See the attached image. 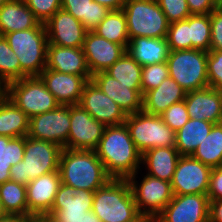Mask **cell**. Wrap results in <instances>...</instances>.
I'll return each instance as SVG.
<instances>
[{
  "label": "cell",
  "mask_w": 222,
  "mask_h": 222,
  "mask_svg": "<svg viewBox=\"0 0 222 222\" xmlns=\"http://www.w3.org/2000/svg\"><path fill=\"white\" fill-rule=\"evenodd\" d=\"M17 55L21 67V79L39 76L46 68L48 37L43 23L35 28L4 35Z\"/></svg>",
  "instance_id": "obj_5"
},
{
  "label": "cell",
  "mask_w": 222,
  "mask_h": 222,
  "mask_svg": "<svg viewBox=\"0 0 222 222\" xmlns=\"http://www.w3.org/2000/svg\"><path fill=\"white\" fill-rule=\"evenodd\" d=\"M126 51L142 67L167 62L169 46L166 38L135 37Z\"/></svg>",
  "instance_id": "obj_25"
},
{
  "label": "cell",
  "mask_w": 222,
  "mask_h": 222,
  "mask_svg": "<svg viewBox=\"0 0 222 222\" xmlns=\"http://www.w3.org/2000/svg\"><path fill=\"white\" fill-rule=\"evenodd\" d=\"M169 77L167 62L143 66L141 74V90L144 95L147 91L158 87L164 79Z\"/></svg>",
  "instance_id": "obj_39"
},
{
  "label": "cell",
  "mask_w": 222,
  "mask_h": 222,
  "mask_svg": "<svg viewBox=\"0 0 222 222\" xmlns=\"http://www.w3.org/2000/svg\"><path fill=\"white\" fill-rule=\"evenodd\" d=\"M184 101L190 118L213 124L222 122V92L206 87L187 92Z\"/></svg>",
  "instance_id": "obj_21"
},
{
  "label": "cell",
  "mask_w": 222,
  "mask_h": 222,
  "mask_svg": "<svg viewBox=\"0 0 222 222\" xmlns=\"http://www.w3.org/2000/svg\"><path fill=\"white\" fill-rule=\"evenodd\" d=\"M191 14H210L217 6L214 0H186Z\"/></svg>",
  "instance_id": "obj_46"
},
{
  "label": "cell",
  "mask_w": 222,
  "mask_h": 222,
  "mask_svg": "<svg viewBox=\"0 0 222 222\" xmlns=\"http://www.w3.org/2000/svg\"><path fill=\"white\" fill-rule=\"evenodd\" d=\"M209 222H222V200L210 201Z\"/></svg>",
  "instance_id": "obj_47"
},
{
  "label": "cell",
  "mask_w": 222,
  "mask_h": 222,
  "mask_svg": "<svg viewBox=\"0 0 222 222\" xmlns=\"http://www.w3.org/2000/svg\"><path fill=\"white\" fill-rule=\"evenodd\" d=\"M207 196L210 201L222 200V167L212 168Z\"/></svg>",
  "instance_id": "obj_45"
},
{
  "label": "cell",
  "mask_w": 222,
  "mask_h": 222,
  "mask_svg": "<svg viewBox=\"0 0 222 222\" xmlns=\"http://www.w3.org/2000/svg\"><path fill=\"white\" fill-rule=\"evenodd\" d=\"M100 5L106 6L109 10H121L126 0H93Z\"/></svg>",
  "instance_id": "obj_48"
},
{
  "label": "cell",
  "mask_w": 222,
  "mask_h": 222,
  "mask_svg": "<svg viewBox=\"0 0 222 222\" xmlns=\"http://www.w3.org/2000/svg\"><path fill=\"white\" fill-rule=\"evenodd\" d=\"M125 125L141 154L155 147H175L176 132L163 121L161 116L142 110L128 114Z\"/></svg>",
  "instance_id": "obj_7"
},
{
  "label": "cell",
  "mask_w": 222,
  "mask_h": 222,
  "mask_svg": "<svg viewBox=\"0 0 222 222\" xmlns=\"http://www.w3.org/2000/svg\"><path fill=\"white\" fill-rule=\"evenodd\" d=\"M46 68L60 73L83 76L87 81L92 78L86 64L83 48L48 44Z\"/></svg>",
  "instance_id": "obj_23"
},
{
  "label": "cell",
  "mask_w": 222,
  "mask_h": 222,
  "mask_svg": "<svg viewBox=\"0 0 222 222\" xmlns=\"http://www.w3.org/2000/svg\"><path fill=\"white\" fill-rule=\"evenodd\" d=\"M60 184V173L54 171L41 175L26 185L28 217L46 215L51 210Z\"/></svg>",
  "instance_id": "obj_19"
},
{
  "label": "cell",
  "mask_w": 222,
  "mask_h": 222,
  "mask_svg": "<svg viewBox=\"0 0 222 222\" xmlns=\"http://www.w3.org/2000/svg\"><path fill=\"white\" fill-rule=\"evenodd\" d=\"M217 7H222V0H214Z\"/></svg>",
  "instance_id": "obj_54"
},
{
  "label": "cell",
  "mask_w": 222,
  "mask_h": 222,
  "mask_svg": "<svg viewBox=\"0 0 222 222\" xmlns=\"http://www.w3.org/2000/svg\"><path fill=\"white\" fill-rule=\"evenodd\" d=\"M29 131V117L10 99L0 102V136L10 138L26 137Z\"/></svg>",
  "instance_id": "obj_28"
},
{
  "label": "cell",
  "mask_w": 222,
  "mask_h": 222,
  "mask_svg": "<svg viewBox=\"0 0 222 222\" xmlns=\"http://www.w3.org/2000/svg\"><path fill=\"white\" fill-rule=\"evenodd\" d=\"M169 23L187 19L191 13L186 0H156Z\"/></svg>",
  "instance_id": "obj_41"
},
{
  "label": "cell",
  "mask_w": 222,
  "mask_h": 222,
  "mask_svg": "<svg viewBox=\"0 0 222 222\" xmlns=\"http://www.w3.org/2000/svg\"><path fill=\"white\" fill-rule=\"evenodd\" d=\"M192 156L211 168L222 167V122L213 125Z\"/></svg>",
  "instance_id": "obj_32"
},
{
  "label": "cell",
  "mask_w": 222,
  "mask_h": 222,
  "mask_svg": "<svg viewBox=\"0 0 222 222\" xmlns=\"http://www.w3.org/2000/svg\"><path fill=\"white\" fill-rule=\"evenodd\" d=\"M213 123L190 118L187 123L176 131L175 148L180 155H192L199 144L209 135Z\"/></svg>",
  "instance_id": "obj_29"
},
{
  "label": "cell",
  "mask_w": 222,
  "mask_h": 222,
  "mask_svg": "<svg viewBox=\"0 0 222 222\" xmlns=\"http://www.w3.org/2000/svg\"><path fill=\"white\" fill-rule=\"evenodd\" d=\"M6 97L30 118L52 111L60 104L39 76L25 77L6 85Z\"/></svg>",
  "instance_id": "obj_9"
},
{
  "label": "cell",
  "mask_w": 222,
  "mask_h": 222,
  "mask_svg": "<svg viewBox=\"0 0 222 222\" xmlns=\"http://www.w3.org/2000/svg\"><path fill=\"white\" fill-rule=\"evenodd\" d=\"M210 50H222V7H216L210 14Z\"/></svg>",
  "instance_id": "obj_44"
},
{
  "label": "cell",
  "mask_w": 222,
  "mask_h": 222,
  "mask_svg": "<svg viewBox=\"0 0 222 222\" xmlns=\"http://www.w3.org/2000/svg\"><path fill=\"white\" fill-rule=\"evenodd\" d=\"M129 40L135 37L166 38L169 22L156 0H126Z\"/></svg>",
  "instance_id": "obj_6"
},
{
  "label": "cell",
  "mask_w": 222,
  "mask_h": 222,
  "mask_svg": "<svg viewBox=\"0 0 222 222\" xmlns=\"http://www.w3.org/2000/svg\"><path fill=\"white\" fill-rule=\"evenodd\" d=\"M70 129V106L59 105L52 111L29 119L28 137L65 147Z\"/></svg>",
  "instance_id": "obj_13"
},
{
  "label": "cell",
  "mask_w": 222,
  "mask_h": 222,
  "mask_svg": "<svg viewBox=\"0 0 222 222\" xmlns=\"http://www.w3.org/2000/svg\"><path fill=\"white\" fill-rule=\"evenodd\" d=\"M92 211L101 222H130L139 213L127 179H110L94 191Z\"/></svg>",
  "instance_id": "obj_3"
},
{
  "label": "cell",
  "mask_w": 222,
  "mask_h": 222,
  "mask_svg": "<svg viewBox=\"0 0 222 222\" xmlns=\"http://www.w3.org/2000/svg\"><path fill=\"white\" fill-rule=\"evenodd\" d=\"M39 77L58 103L68 106L80 103L84 85L88 82L83 76L60 73L47 68Z\"/></svg>",
  "instance_id": "obj_20"
},
{
  "label": "cell",
  "mask_w": 222,
  "mask_h": 222,
  "mask_svg": "<svg viewBox=\"0 0 222 222\" xmlns=\"http://www.w3.org/2000/svg\"><path fill=\"white\" fill-rule=\"evenodd\" d=\"M94 191L76 190L60 184L51 210L45 215L54 222H101L92 211Z\"/></svg>",
  "instance_id": "obj_10"
},
{
  "label": "cell",
  "mask_w": 222,
  "mask_h": 222,
  "mask_svg": "<svg viewBox=\"0 0 222 222\" xmlns=\"http://www.w3.org/2000/svg\"><path fill=\"white\" fill-rule=\"evenodd\" d=\"M106 126L95 120L81 105L70 106V129L64 149L95 151Z\"/></svg>",
  "instance_id": "obj_12"
},
{
  "label": "cell",
  "mask_w": 222,
  "mask_h": 222,
  "mask_svg": "<svg viewBox=\"0 0 222 222\" xmlns=\"http://www.w3.org/2000/svg\"><path fill=\"white\" fill-rule=\"evenodd\" d=\"M189 40L192 49L208 52L211 41V22L209 14H191L189 16Z\"/></svg>",
  "instance_id": "obj_36"
},
{
  "label": "cell",
  "mask_w": 222,
  "mask_h": 222,
  "mask_svg": "<svg viewBox=\"0 0 222 222\" xmlns=\"http://www.w3.org/2000/svg\"><path fill=\"white\" fill-rule=\"evenodd\" d=\"M79 105L105 126L124 124L127 118L123 109L103 93L92 80L84 85Z\"/></svg>",
  "instance_id": "obj_16"
},
{
  "label": "cell",
  "mask_w": 222,
  "mask_h": 222,
  "mask_svg": "<svg viewBox=\"0 0 222 222\" xmlns=\"http://www.w3.org/2000/svg\"><path fill=\"white\" fill-rule=\"evenodd\" d=\"M13 0H0V8L5 4Z\"/></svg>",
  "instance_id": "obj_55"
},
{
  "label": "cell",
  "mask_w": 222,
  "mask_h": 222,
  "mask_svg": "<svg viewBox=\"0 0 222 222\" xmlns=\"http://www.w3.org/2000/svg\"><path fill=\"white\" fill-rule=\"evenodd\" d=\"M35 18L45 24L56 11L61 9V0H24Z\"/></svg>",
  "instance_id": "obj_42"
},
{
  "label": "cell",
  "mask_w": 222,
  "mask_h": 222,
  "mask_svg": "<svg viewBox=\"0 0 222 222\" xmlns=\"http://www.w3.org/2000/svg\"><path fill=\"white\" fill-rule=\"evenodd\" d=\"M25 137L0 136V184L10 180V168L22 161Z\"/></svg>",
  "instance_id": "obj_34"
},
{
  "label": "cell",
  "mask_w": 222,
  "mask_h": 222,
  "mask_svg": "<svg viewBox=\"0 0 222 222\" xmlns=\"http://www.w3.org/2000/svg\"><path fill=\"white\" fill-rule=\"evenodd\" d=\"M105 73L130 89H141L142 66L127 51Z\"/></svg>",
  "instance_id": "obj_35"
},
{
  "label": "cell",
  "mask_w": 222,
  "mask_h": 222,
  "mask_svg": "<svg viewBox=\"0 0 222 222\" xmlns=\"http://www.w3.org/2000/svg\"><path fill=\"white\" fill-rule=\"evenodd\" d=\"M83 51L89 72L94 75L98 72H105L126 52V48L98 36L93 31H88Z\"/></svg>",
  "instance_id": "obj_18"
},
{
  "label": "cell",
  "mask_w": 222,
  "mask_h": 222,
  "mask_svg": "<svg viewBox=\"0 0 222 222\" xmlns=\"http://www.w3.org/2000/svg\"><path fill=\"white\" fill-rule=\"evenodd\" d=\"M160 116L162 117L163 121L175 132L183 127L190 119L184 100L179 103L172 104Z\"/></svg>",
  "instance_id": "obj_43"
},
{
  "label": "cell",
  "mask_w": 222,
  "mask_h": 222,
  "mask_svg": "<svg viewBox=\"0 0 222 222\" xmlns=\"http://www.w3.org/2000/svg\"><path fill=\"white\" fill-rule=\"evenodd\" d=\"M95 152L111 179H128L142 165V154L136 148L125 123L106 126Z\"/></svg>",
  "instance_id": "obj_1"
},
{
  "label": "cell",
  "mask_w": 222,
  "mask_h": 222,
  "mask_svg": "<svg viewBox=\"0 0 222 222\" xmlns=\"http://www.w3.org/2000/svg\"><path fill=\"white\" fill-rule=\"evenodd\" d=\"M0 202L7 215L28 217L26 185L11 180L0 184Z\"/></svg>",
  "instance_id": "obj_33"
},
{
  "label": "cell",
  "mask_w": 222,
  "mask_h": 222,
  "mask_svg": "<svg viewBox=\"0 0 222 222\" xmlns=\"http://www.w3.org/2000/svg\"><path fill=\"white\" fill-rule=\"evenodd\" d=\"M207 75L209 87L222 92V50L207 52Z\"/></svg>",
  "instance_id": "obj_40"
},
{
  "label": "cell",
  "mask_w": 222,
  "mask_h": 222,
  "mask_svg": "<svg viewBox=\"0 0 222 222\" xmlns=\"http://www.w3.org/2000/svg\"><path fill=\"white\" fill-rule=\"evenodd\" d=\"M91 80L117 103L128 114L137 113L143 109V94L141 89H130L105 72L92 75Z\"/></svg>",
  "instance_id": "obj_22"
},
{
  "label": "cell",
  "mask_w": 222,
  "mask_h": 222,
  "mask_svg": "<svg viewBox=\"0 0 222 222\" xmlns=\"http://www.w3.org/2000/svg\"><path fill=\"white\" fill-rule=\"evenodd\" d=\"M61 8L78 19L88 31H93L110 12L93 0H61Z\"/></svg>",
  "instance_id": "obj_30"
},
{
  "label": "cell",
  "mask_w": 222,
  "mask_h": 222,
  "mask_svg": "<svg viewBox=\"0 0 222 222\" xmlns=\"http://www.w3.org/2000/svg\"><path fill=\"white\" fill-rule=\"evenodd\" d=\"M211 170L192 155H181L171 181L173 195L207 194Z\"/></svg>",
  "instance_id": "obj_14"
},
{
  "label": "cell",
  "mask_w": 222,
  "mask_h": 222,
  "mask_svg": "<svg viewBox=\"0 0 222 222\" xmlns=\"http://www.w3.org/2000/svg\"><path fill=\"white\" fill-rule=\"evenodd\" d=\"M21 79V67L17 55L8 44L7 39L0 35V80L7 85Z\"/></svg>",
  "instance_id": "obj_37"
},
{
  "label": "cell",
  "mask_w": 222,
  "mask_h": 222,
  "mask_svg": "<svg viewBox=\"0 0 222 222\" xmlns=\"http://www.w3.org/2000/svg\"><path fill=\"white\" fill-rule=\"evenodd\" d=\"M48 44L62 47L83 48L88 30L69 12L59 9L44 24Z\"/></svg>",
  "instance_id": "obj_17"
},
{
  "label": "cell",
  "mask_w": 222,
  "mask_h": 222,
  "mask_svg": "<svg viewBox=\"0 0 222 222\" xmlns=\"http://www.w3.org/2000/svg\"><path fill=\"white\" fill-rule=\"evenodd\" d=\"M130 222H154V220L147 215L139 214L135 219Z\"/></svg>",
  "instance_id": "obj_51"
},
{
  "label": "cell",
  "mask_w": 222,
  "mask_h": 222,
  "mask_svg": "<svg viewBox=\"0 0 222 222\" xmlns=\"http://www.w3.org/2000/svg\"><path fill=\"white\" fill-rule=\"evenodd\" d=\"M0 222H26V218L16 215H7L5 218L1 219Z\"/></svg>",
  "instance_id": "obj_50"
},
{
  "label": "cell",
  "mask_w": 222,
  "mask_h": 222,
  "mask_svg": "<svg viewBox=\"0 0 222 222\" xmlns=\"http://www.w3.org/2000/svg\"><path fill=\"white\" fill-rule=\"evenodd\" d=\"M166 39L170 51L192 49V42L189 40V17L170 23Z\"/></svg>",
  "instance_id": "obj_38"
},
{
  "label": "cell",
  "mask_w": 222,
  "mask_h": 222,
  "mask_svg": "<svg viewBox=\"0 0 222 222\" xmlns=\"http://www.w3.org/2000/svg\"><path fill=\"white\" fill-rule=\"evenodd\" d=\"M7 216V213L4 211L3 209V205L2 203L0 202V220L5 218Z\"/></svg>",
  "instance_id": "obj_53"
},
{
  "label": "cell",
  "mask_w": 222,
  "mask_h": 222,
  "mask_svg": "<svg viewBox=\"0 0 222 222\" xmlns=\"http://www.w3.org/2000/svg\"><path fill=\"white\" fill-rule=\"evenodd\" d=\"M26 222H54L50 217L45 215L29 216L26 218Z\"/></svg>",
  "instance_id": "obj_49"
},
{
  "label": "cell",
  "mask_w": 222,
  "mask_h": 222,
  "mask_svg": "<svg viewBox=\"0 0 222 222\" xmlns=\"http://www.w3.org/2000/svg\"><path fill=\"white\" fill-rule=\"evenodd\" d=\"M184 90L174 79L168 77L156 88L143 95V111L160 116L172 104L183 101L186 97Z\"/></svg>",
  "instance_id": "obj_24"
},
{
  "label": "cell",
  "mask_w": 222,
  "mask_h": 222,
  "mask_svg": "<svg viewBox=\"0 0 222 222\" xmlns=\"http://www.w3.org/2000/svg\"><path fill=\"white\" fill-rule=\"evenodd\" d=\"M167 65L169 77L186 92L209 87L207 52L197 49L170 51Z\"/></svg>",
  "instance_id": "obj_8"
},
{
  "label": "cell",
  "mask_w": 222,
  "mask_h": 222,
  "mask_svg": "<svg viewBox=\"0 0 222 222\" xmlns=\"http://www.w3.org/2000/svg\"><path fill=\"white\" fill-rule=\"evenodd\" d=\"M61 183L76 190L96 191L111 178L95 151L62 149L59 161Z\"/></svg>",
  "instance_id": "obj_2"
},
{
  "label": "cell",
  "mask_w": 222,
  "mask_h": 222,
  "mask_svg": "<svg viewBox=\"0 0 222 222\" xmlns=\"http://www.w3.org/2000/svg\"><path fill=\"white\" fill-rule=\"evenodd\" d=\"M207 194L173 195L154 222H209Z\"/></svg>",
  "instance_id": "obj_15"
},
{
  "label": "cell",
  "mask_w": 222,
  "mask_h": 222,
  "mask_svg": "<svg viewBox=\"0 0 222 222\" xmlns=\"http://www.w3.org/2000/svg\"><path fill=\"white\" fill-rule=\"evenodd\" d=\"M6 97V85L0 80V102Z\"/></svg>",
  "instance_id": "obj_52"
},
{
  "label": "cell",
  "mask_w": 222,
  "mask_h": 222,
  "mask_svg": "<svg viewBox=\"0 0 222 222\" xmlns=\"http://www.w3.org/2000/svg\"><path fill=\"white\" fill-rule=\"evenodd\" d=\"M63 147L52 142L25 137V151L22 161L10 168V180L28 185L54 171H59L60 154Z\"/></svg>",
  "instance_id": "obj_4"
},
{
  "label": "cell",
  "mask_w": 222,
  "mask_h": 222,
  "mask_svg": "<svg viewBox=\"0 0 222 222\" xmlns=\"http://www.w3.org/2000/svg\"><path fill=\"white\" fill-rule=\"evenodd\" d=\"M93 32L108 41L123 45L126 49L128 47L130 40L127 19L122 9L110 10Z\"/></svg>",
  "instance_id": "obj_31"
},
{
  "label": "cell",
  "mask_w": 222,
  "mask_h": 222,
  "mask_svg": "<svg viewBox=\"0 0 222 222\" xmlns=\"http://www.w3.org/2000/svg\"><path fill=\"white\" fill-rule=\"evenodd\" d=\"M135 173L127 180L139 214L147 215L153 220L162 212L173 198L171 182L146 174L140 183Z\"/></svg>",
  "instance_id": "obj_11"
},
{
  "label": "cell",
  "mask_w": 222,
  "mask_h": 222,
  "mask_svg": "<svg viewBox=\"0 0 222 222\" xmlns=\"http://www.w3.org/2000/svg\"><path fill=\"white\" fill-rule=\"evenodd\" d=\"M180 156L175 147H155L142 154L141 164L148 175L171 182Z\"/></svg>",
  "instance_id": "obj_26"
},
{
  "label": "cell",
  "mask_w": 222,
  "mask_h": 222,
  "mask_svg": "<svg viewBox=\"0 0 222 222\" xmlns=\"http://www.w3.org/2000/svg\"><path fill=\"white\" fill-rule=\"evenodd\" d=\"M40 22L24 0H13L0 8V35L35 28Z\"/></svg>",
  "instance_id": "obj_27"
}]
</instances>
